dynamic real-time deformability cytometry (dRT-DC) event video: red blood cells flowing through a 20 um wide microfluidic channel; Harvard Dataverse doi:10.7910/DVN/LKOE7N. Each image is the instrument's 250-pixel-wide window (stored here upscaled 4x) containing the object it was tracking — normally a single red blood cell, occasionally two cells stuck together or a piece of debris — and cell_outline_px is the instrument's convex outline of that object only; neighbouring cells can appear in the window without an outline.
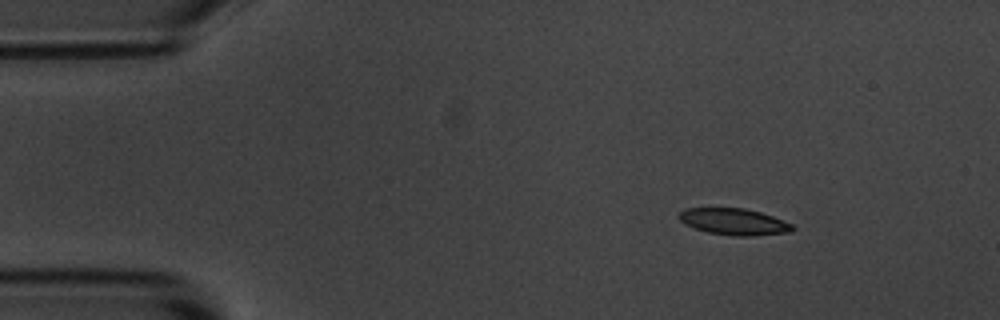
{"species": "common noctule bat (a hibernating species)", "species_latin": "Nyctalus noctula", "temperature_condition": "room temperature", "stored_images_in_passage": 4, "camera_frame_rate_fps": 3000, "um_per_image_px": 0.085, "animal": {"sex": "male", "body_mass_g": 20.1, "forearm_length_mm": 53.5}, "frame": {"image": 1, "passage_image": 1, "time_ms": 0.0, "image_size_px": [1000, 320], "cell_outline_px": [[796, 228], [792, 232], [752, 236], [736, 236], [708, 232], [684, 224], [680, 220], [680, 212], [688, 208], [744, 208], [760, 212], [772, 216], [792, 224]], "centroid_in_image_um": [62.43, 18.85], "position_along_channel_um": 22.6, "area_um2": 17.4}}
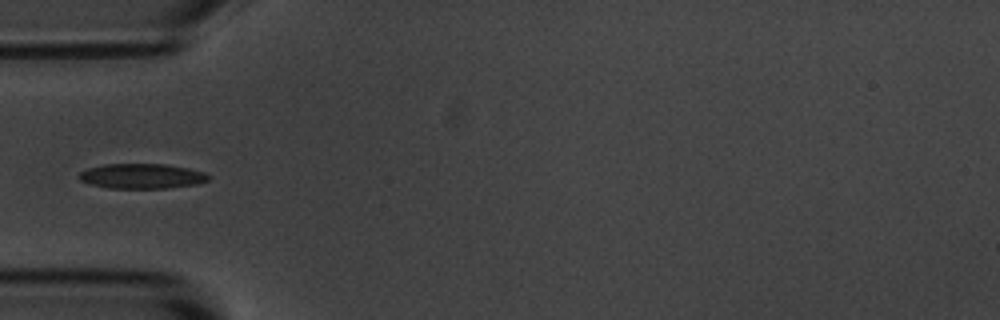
{"frame": {"image": 2, "passage_image": 4, "time_ms": 3.333, "image_size_px": [1000, 320], "cell_outline_px": [[208, 180], [196, 184], [168, 188], [108, 188], [92, 184], [80, 180], [80, 172], [88, 168], [104, 164], [164, 164], [188, 168], [204, 172], [208, 176]], "centroid_in_image_um": [12.05, 14.97], "position_along_channel_um": 72.9, "area_um2": 18.61}}